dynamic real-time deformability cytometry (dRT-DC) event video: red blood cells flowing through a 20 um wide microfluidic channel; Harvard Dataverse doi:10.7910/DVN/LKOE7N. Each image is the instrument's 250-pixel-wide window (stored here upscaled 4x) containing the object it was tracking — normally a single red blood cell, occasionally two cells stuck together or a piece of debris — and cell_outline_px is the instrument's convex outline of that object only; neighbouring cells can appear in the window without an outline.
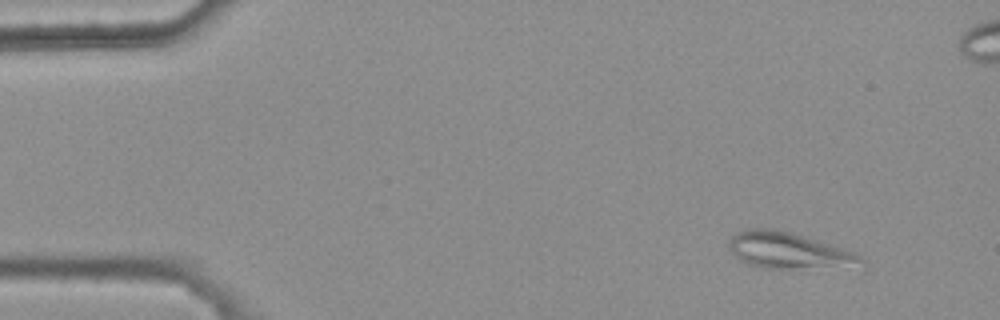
{"species": "common noctule bat (a hibernating species)", "species_latin": "Nyctalus noctula", "temperature_condition": "warm", "stored_images_in_passage": 5, "camera_frame_rate_fps": 3000, "um_per_image_px": 0.085, "animal": {"sex": "female", "body_mass_g": 25.1}, "frame": {"image": 1, "passage_image": 1, "time_ms": 0.0, "image_size_px": [1000, 320], "cell_outline_px": [[864, 264], [788, 268], [760, 268], [748, 264], [740, 260], [728, 248], [728, 240], [736, 232], [748, 228], [772, 228], [788, 232], [844, 248], [860, 256], [864, 260]], "centroid_in_image_um": [66.9, 21.27], "position_along_channel_um": 18.1, "area_um2": 27.11}}